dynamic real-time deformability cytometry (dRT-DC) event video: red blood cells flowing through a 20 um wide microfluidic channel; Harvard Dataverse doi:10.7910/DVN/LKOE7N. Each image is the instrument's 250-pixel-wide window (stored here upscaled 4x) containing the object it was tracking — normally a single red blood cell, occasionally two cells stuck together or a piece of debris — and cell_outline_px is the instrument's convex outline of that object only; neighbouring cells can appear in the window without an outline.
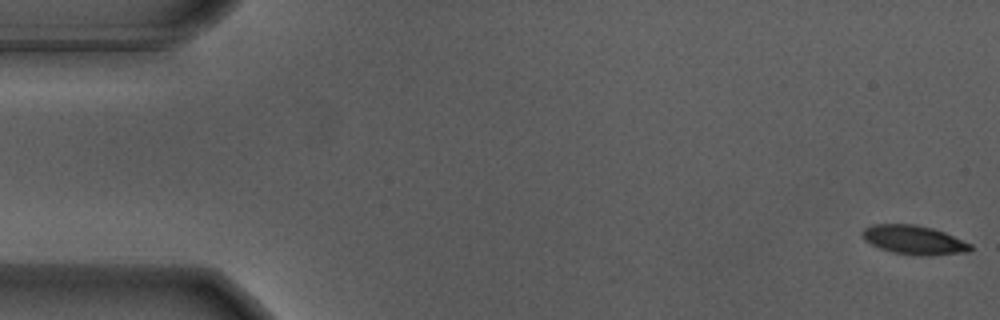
{"species": "Egyptian fruit bat (a non-hibernating species)", "species_latin": "Rousettus aegyptiacus", "temperature_condition": "warm", "stored_images_in_passage": 56, "camera_frame_rate_fps": 3000, "um_per_image_px": 0.085, "animal": {"sex": "male"}, "frame": {"image": 1, "passage_image": 1, "time_ms": 0.0, "image_size_px": [1000, 320], "cell_outline_px": [[972, 252], [928, 256], [920, 256], [892, 252], [880, 248], [864, 240], [860, 232], [864, 228], [872, 224], [916, 224], [932, 228], [944, 232], [972, 244]], "centroid_in_image_um": [77.7, 20.4], "position_along_channel_um": 7.3, "area_um2": 18.5}}
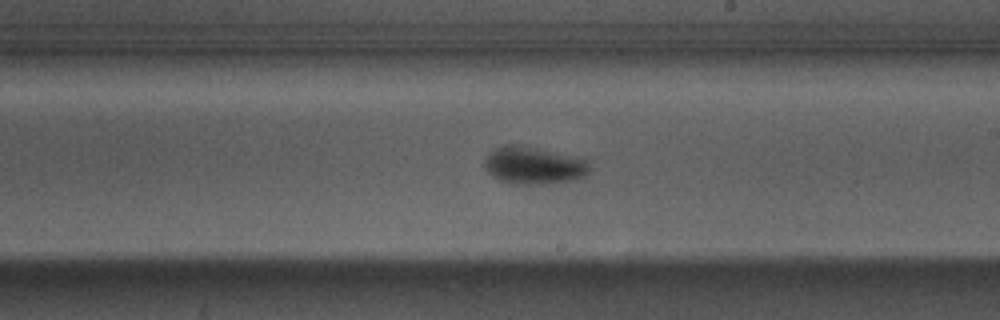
{"frame": {"image": 2, "passage_image": 32, "time_ms": 10.333, "image_size_px": [1000, 320], "cell_outline_px": [[588, 176], [572, 180], [544, 184], [512, 184], [500, 180], [492, 176], [488, 172], [484, 164], [484, 160], [488, 152], [504, 144], [512, 144], [580, 156], [588, 164]], "centroid_in_image_um": [45.35, 14.06], "position_along_channel_um": 243.6, "area_um2": 23.0}}
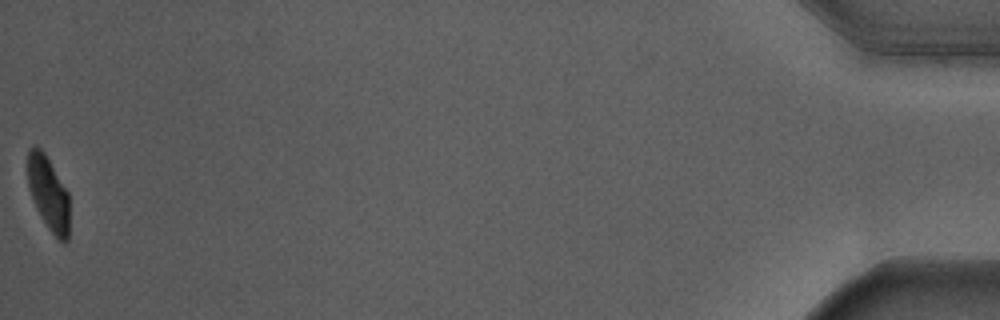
{"frame": {"image": 3, "passage_image": 56, "time_ms": 18.333, "image_size_px": [1000, 320], "cell_outline_px": [[68, 240], [64, 244], [48, 228], [36, 208], [32, 200], [28, 184], [28, 148], [40, 148], [44, 152], [68, 192]], "centroid_in_image_um": [4.11, 16.45], "position_along_channel_um": 431.1, "area_um2": 17.63}, "authors_computed_cell_mechanics": {"area_um2": 19.8832, "velocity_mm_per_s": 3.6774, "shape_relaxation_time_tau1_ms": 1.995, "shape_relaxation_time_tau2_ms": 1.0333, "deformation_change_tau1": 0.1604, "deformation_change_tau2": 0.0483}}